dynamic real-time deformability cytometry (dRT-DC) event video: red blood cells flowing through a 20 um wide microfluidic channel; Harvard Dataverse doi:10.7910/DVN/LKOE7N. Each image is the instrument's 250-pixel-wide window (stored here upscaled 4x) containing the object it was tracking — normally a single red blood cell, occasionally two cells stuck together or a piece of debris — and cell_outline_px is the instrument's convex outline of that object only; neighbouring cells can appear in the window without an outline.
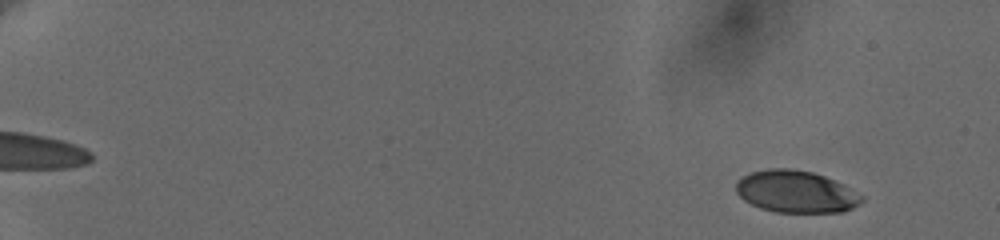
{"species": "human", "species_latin": "Homo sapiens", "temperature_condition": "cold", "stored_images_in_passage": 60, "camera_frame_rate_fps": 3000, "um_per_image_px": 0.085, "donor": {"sex": "female"}, "frame": {"image": 1, "passage_image": 6, "time_ms": 1.667, "image_size_px": [1000, 240], "cell_outline_px": [[864, 200], [860, 204], [844, 212], [776, 212], [760, 208], [744, 200], [736, 192], [736, 180], [752, 172], [768, 168], [788, 168], [812, 172], [824, 176], [864, 196]], "centroid_in_image_um": [67.64, 16.3], "position_along_channel_um": 17.4, "area_um2": 30.63}}
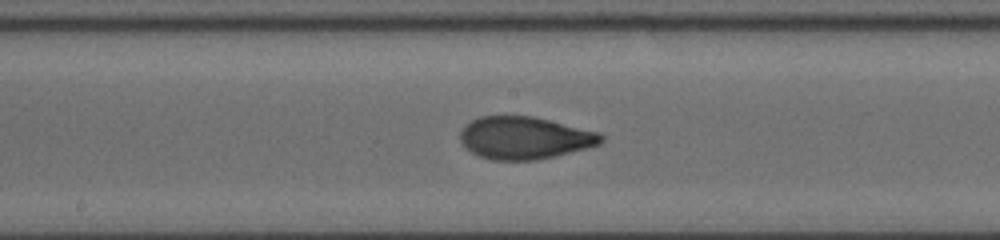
{"frame": {"image": 2, "passage_image": 36, "time_ms": 11.667, "image_size_px": [1000, 240], "cell_outline_px": [[604, 140], [600, 144], [588, 148], [556, 156], [536, 160], [492, 160], [480, 156], [472, 152], [460, 140], [460, 132], [464, 124], [480, 116], [532, 116], [600, 132], [604, 136]], "centroid_in_image_um": [44.62, 11.72], "position_along_channel_um": 203.6, "area_um2": 34.91}}
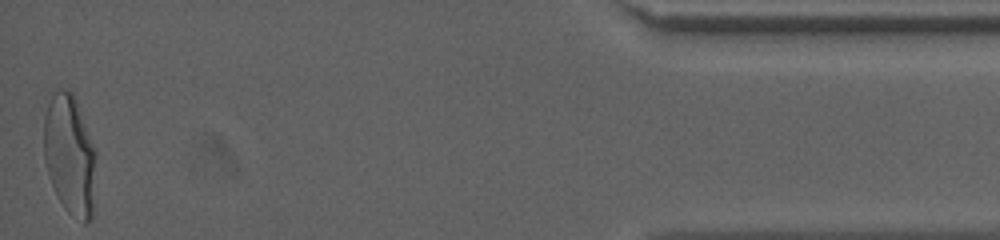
{"frame": {"image": 3, "passage_image": 60, "time_ms": 19.667, "image_size_px": [1000, 240], "cell_outline_px": [[96, 152], [92, 216], [84, 224], [68, 212], [64, 208], [52, 184], [44, 160], [44, 116], [48, 104], [52, 96], [60, 88], [68, 88], [72, 92], [76, 100], [96, 148]], "centroid_in_image_um": [5.94, 13.14], "position_along_channel_um": 429.3, "area_um2": 36.47}, "authors_computed_cell_mechanics": {"area_um2": 33.7552, "velocity_mm_per_s": 3.6341, "shape_relaxation_time_tau1_ms": 5.8161, "shape_relaxation_time_tau2_ms": 0.9966, "deformation_change_tau1": 0.2035, "deformation_change_tau2": 0.0681}}